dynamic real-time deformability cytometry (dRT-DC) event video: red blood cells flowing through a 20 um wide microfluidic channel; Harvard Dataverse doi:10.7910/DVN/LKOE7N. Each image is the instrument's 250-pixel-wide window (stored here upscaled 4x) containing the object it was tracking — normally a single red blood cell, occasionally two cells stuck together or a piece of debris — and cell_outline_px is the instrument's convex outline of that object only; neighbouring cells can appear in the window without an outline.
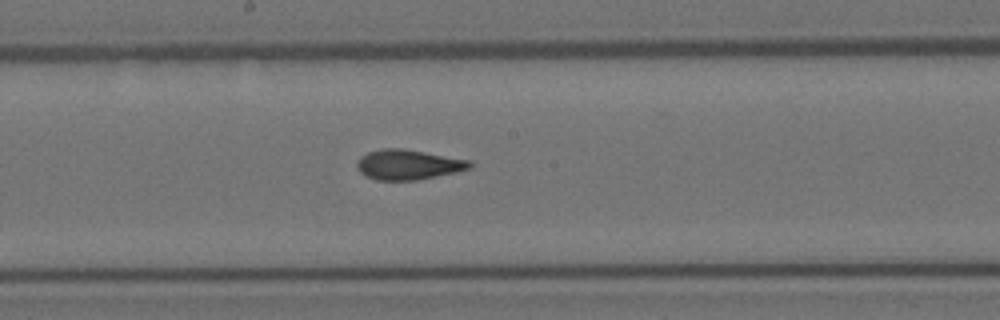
{"species": "Egyptian fruit bat (a non-hibernating species)", "species_latin": "Rousettus aegyptiacus", "temperature_condition": "room temperature", "stored_images_in_passage": 7, "segment_of_instrument_passage": [1, 2], "camera_frame_rate_fps": 3000, "um_per_image_px": 0.085, "animal": {"sex": "female"}, "frame": {"image": 1, "passage_image": 6, "time_ms": 1.667, "image_size_px": [1000, 320], "cell_outline_px": [[472, 168], [456, 172], [416, 180], [376, 180], [364, 176], [356, 168], [356, 164], [360, 156], [368, 152], [384, 148], [404, 148], [472, 160]], "centroid_in_image_um": [34.7, 13.99], "position_along_channel_um": 213.5, "area_um2": 20.0}}